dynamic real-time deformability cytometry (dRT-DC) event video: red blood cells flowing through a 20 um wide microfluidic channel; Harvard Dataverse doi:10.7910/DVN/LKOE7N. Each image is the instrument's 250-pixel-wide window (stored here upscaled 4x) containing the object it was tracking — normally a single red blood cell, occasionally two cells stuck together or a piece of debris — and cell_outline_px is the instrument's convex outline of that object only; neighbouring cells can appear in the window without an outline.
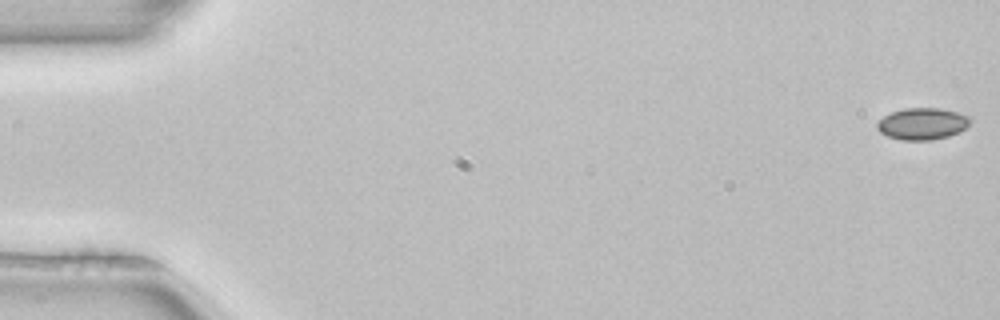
{"species": "common noctule bat (a hibernating species)", "species_latin": "Nyctalus noctula", "temperature_condition": "room temperature", "stored_images_in_passage": 5, "segment_of_instrument_passage": [2, 2], "camera_frame_rate_fps": 3000, "um_per_image_px": 0.085, "animal": {"sex": "female", "body_mass_g": 22.7, "forearm_length_mm": 54.2}, "frame": {"image": 1, "passage_image": 5, "time_ms": 1.333, "image_size_px": [1000, 320], "cell_outline_px": [[972, 120], [960, 132], [948, 136], [932, 140], [900, 140], [888, 136], [880, 132], [876, 128], [876, 124], [884, 116], [892, 112], [904, 108], [940, 108], [972, 116]], "centroid_in_image_um": [78.41, 10.52], "position_along_channel_um": 6.6, "area_um2": 17.28}}